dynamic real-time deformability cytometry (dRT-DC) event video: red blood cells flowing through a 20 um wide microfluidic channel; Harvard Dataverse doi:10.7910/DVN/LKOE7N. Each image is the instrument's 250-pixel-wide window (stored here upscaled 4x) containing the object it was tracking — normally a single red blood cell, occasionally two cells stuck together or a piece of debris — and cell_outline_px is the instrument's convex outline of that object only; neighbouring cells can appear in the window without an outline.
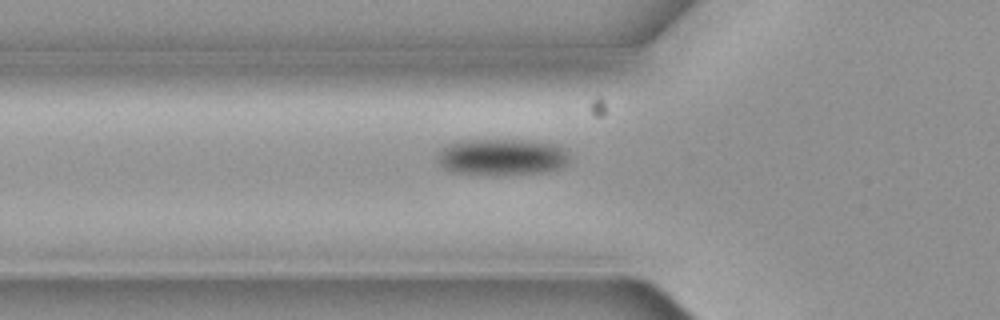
{"species": "common noctule bat (a hibernating species)", "species_latin": "Nyctalus noctula", "temperature_condition": "cold", "stored_images_in_passage": 2, "camera_frame_rate_fps": 3000, "um_per_image_px": 0.085, "animal": {"sex": "female", "body_mass_g": 19.3, "forearm_length_mm": 54.1}, "frame": {"image": 1, "passage_image": 2, "time_ms": 0.333, "image_size_px": [1000, 320], "cell_outline_px": [[564, 164], [548, 172], [452, 172], [444, 168], [436, 160], [436, 152], [440, 148], [448, 144], [464, 140], [532, 140], [556, 144], [564, 152]], "centroid_in_image_um": [42.53, 13.29], "position_along_channel_um": 83.3, "area_um2": 26.88}}